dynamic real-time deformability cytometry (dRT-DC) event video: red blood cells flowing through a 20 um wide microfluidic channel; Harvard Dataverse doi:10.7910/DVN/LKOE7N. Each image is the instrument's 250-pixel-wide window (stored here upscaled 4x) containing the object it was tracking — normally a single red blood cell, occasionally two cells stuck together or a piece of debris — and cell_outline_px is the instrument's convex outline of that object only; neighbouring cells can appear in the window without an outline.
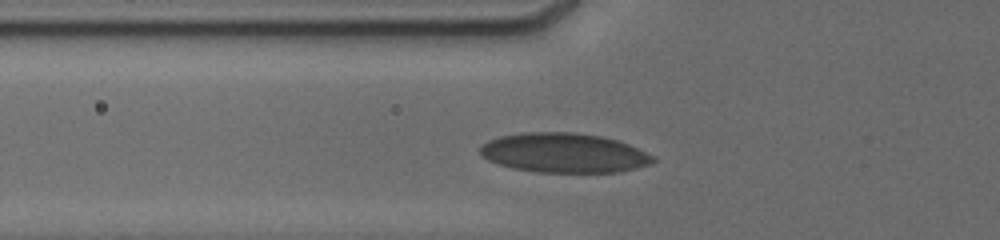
{"species": "human", "species_latin": "Homo sapiens", "temperature_condition": "cold", "stored_images_in_passage": 13, "camera_frame_rate_fps": 3000, "um_per_image_px": 0.085, "donor": {"sex": "male"}, "frame": {"image": 1, "passage_image": 8, "time_ms": 3.333, "image_size_px": [1000, 240], "cell_outline_px": [[656, 160], [648, 164], [616, 172], [536, 172], [512, 168], [488, 160], [480, 156], [480, 148], [488, 140], [500, 136], [524, 132], [572, 132], [600, 136], [616, 140], [628, 144], [652, 156]], "centroid_in_image_um": [47.87, 12.99], "position_along_channel_um": 77.9, "area_um2": 39.42}}
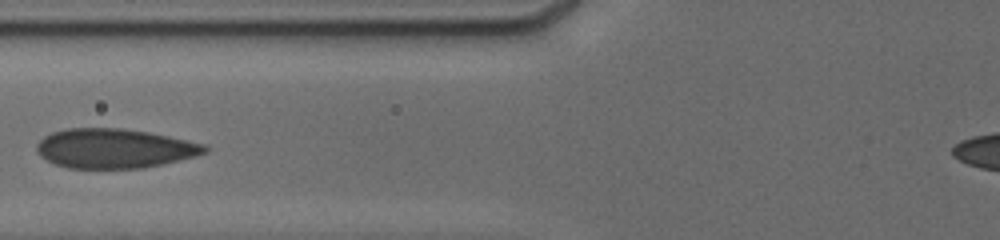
{"frame": {"image": 2, "passage_image": 10, "time_ms": 4.333, "image_size_px": [1000, 240], "cell_outline_px": [[208, 152], [196, 156], [144, 168], [68, 168], [56, 164], [40, 156], [36, 152], [36, 144], [44, 136], [52, 132], [68, 128], [120, 128], [148, 132], [168, 136], [204, 144], [208, 148]], "centroid_in_image_um": [9.71, 12.62], "position_along_channel_um": 116.1, "area_um2": 38.55}}
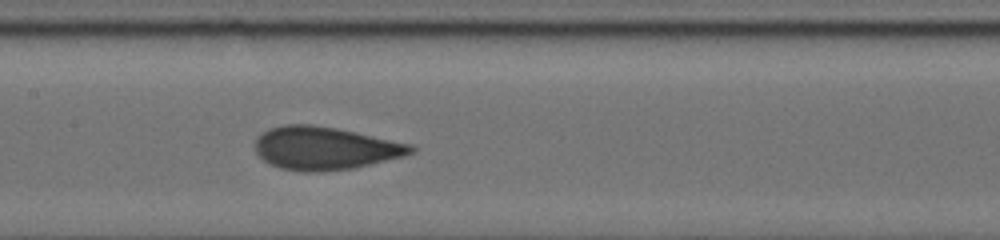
{"frame": {"image": 3, "passage_image": 13, "time_ms": 6.0, "image_size_px": [1000, 240], "cell_outline_px": [[416, 148], [412, 152], [404, 156], [352, 168], [324, 172], [304, 172], [280, 168], [264, 160], [256, 152], [256, 140], [268, 128], [284, 124], [312, 124], [336, 128], [412, 144]], "centroid_in_image_um": [27.62, 12.6], "position_along_channel_um": 179.8, "area_um2": 38.78}}